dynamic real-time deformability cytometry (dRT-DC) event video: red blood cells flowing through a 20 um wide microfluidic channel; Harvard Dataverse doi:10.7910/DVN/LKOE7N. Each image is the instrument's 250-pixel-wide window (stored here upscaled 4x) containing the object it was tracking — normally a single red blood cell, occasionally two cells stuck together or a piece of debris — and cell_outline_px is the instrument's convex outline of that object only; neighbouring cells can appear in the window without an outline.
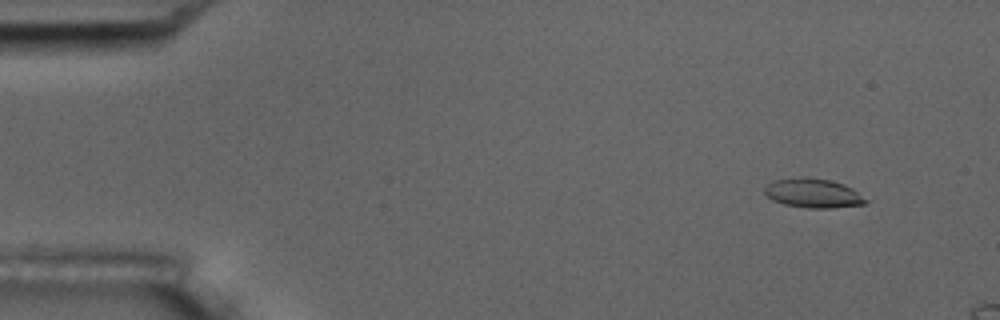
{"species": "common noctule bat (a hibernating species)", "species_latin": "Nyctalus noctula", "temperature_condition": "room temperature", "stored_images_in_passage": 4, "camera_frame_rate_fps": 3000, "um_per_image_px": 0.085, "animal": {"sex": "male", "body_mass_g": 17.5, "forearm_length_mm": 52.3}, "frame": {"image": 1, "passage_image": 2, "time_ms": 1.0, "image_size_px": [1000, 320], "cell_outline_px": [[872, 200], [864, 204], [832, 208], [808, 208], [784, 204], [772, 200], [764, 192], [764, 188], [772, 180], [800, 176], [804, 176], [828, 180], [844, 184], [852, 188]], "centroid_in_image_um": [69.15, 16.41], "position_along_channel_um": 15.9, "area_um2": 17.51}}